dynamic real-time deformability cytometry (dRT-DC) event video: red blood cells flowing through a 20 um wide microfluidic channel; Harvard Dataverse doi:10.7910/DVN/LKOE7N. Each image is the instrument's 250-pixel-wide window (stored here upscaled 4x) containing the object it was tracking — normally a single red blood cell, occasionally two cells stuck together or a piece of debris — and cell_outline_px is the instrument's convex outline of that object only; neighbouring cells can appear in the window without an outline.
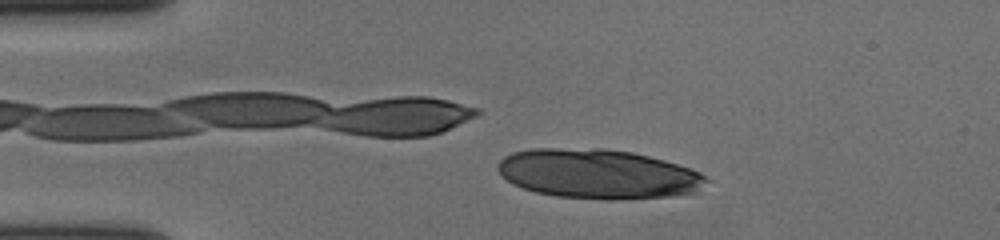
{"species": "human", "species_latin": "Homo sapiens", "temperature_condition": "cold", "stored_images_in_passage": 45, "camera_frame_rate_fps": 3000, "um_per_image_px": 0.085, "donor": {"sex": "female"}, "frame": {"image": 1, "passage_image": 5, "time_ms": 1.333, "image_size_px": [1000, 240], "cell_outline_px": [[712, 180], [700, 192], [676, 196], [616, 200], [608, 200], [556, 196], [536, 192], [512, 184], [500, 176], [496, 168], [496, 164], [504, 156], [512, 152], [532, 148], [604, 148], [632, 152], [664, 160], [692, 168], [700, 172]], "centroid_in_image_um": [50.88, 14.79], "position_along_channel_um": 34.1, "area_um2": 61.27}}
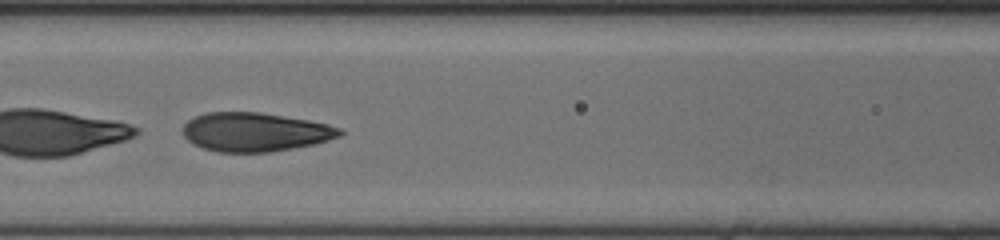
{"frame": {"image": 2, "passage_image": 19, "time_ms": 6.0, "image_size_px": [1000, 240], "cell_outline_px": [[344, 132], [340, 136], [328, 140], [312, 144], [272, 152], [216, 152], [192, 144], [184, 136], [184, 124], [188, 120], [196, 116], [208, 112], [260, 112], [308, 120], [328, 124], [340, 128]], "centroid_in_image_um": [21.67, 11.22], "position_along_channel_um": 144.9, "area_um2": 35.43}}
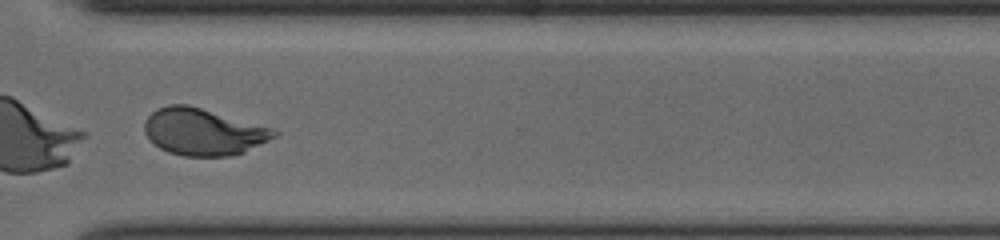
{"frame": {"image": 3, "passage_image": 36, "time_ms": 11.667, "image_size_px": [1000, 240], "cell_outline_px": [[280, 132], [276, 136], [244, 152], [228, 156], [184, 156], [168, 152], [160, 148], [148, 140], [144, 132], [144, 120], [156, 108], [168, 104], [188, 104], [272, 128]], "centroid_in_image_um": [17.22, 11.2], "position_along_channel_um": 353.4, "area_um2": 35.43}, "authors_computed_cell_mechanics": {"area_um2": 36.8764, "velocity_mm_per_s": 3.6667, "shape_relaxation_time_tau1_ms": 1.3805, "shape_relaxation_time_tau2_ms": 0.9125, "deformation_change_tau1": 0.3205, "deformation_change_tau2": 0.0759}}